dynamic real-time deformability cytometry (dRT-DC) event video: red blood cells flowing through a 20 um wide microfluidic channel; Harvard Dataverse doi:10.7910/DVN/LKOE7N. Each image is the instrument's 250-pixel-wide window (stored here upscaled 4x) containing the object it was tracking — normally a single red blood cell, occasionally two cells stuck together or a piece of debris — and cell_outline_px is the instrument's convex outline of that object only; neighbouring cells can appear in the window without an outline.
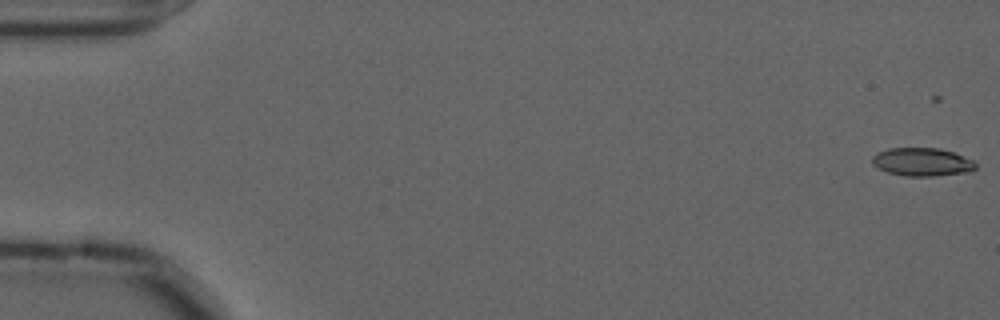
{"species": "common noctule bat (a hibernating species)", "species_latin": "Nyctalus noctula", "temperature_condition": "cold", "stored_images_in_passage": 24, "camera_frame_rate_fps": 3000, "um_per_image_px": 0.085, "animal": {"sex": "male", "forearm_length_mm": 52.5}, "frame": {"image": 1, "passage_image": 3, "time_ms": 0.667, "image_size_px": [1000, 320], "cell_outline_px": [[976, 168], [972, 172], [936, 176], [904, 176], [888, 172], [876, 168], [872, 164], [872, 156], [888, 148], [940, 148], [952, 152], [972, 160], [976, 164]], "centroid_in_image_um": [78.38, 13.78], "position_along_channel_um": 6.6, "area_um2": 17.11}}
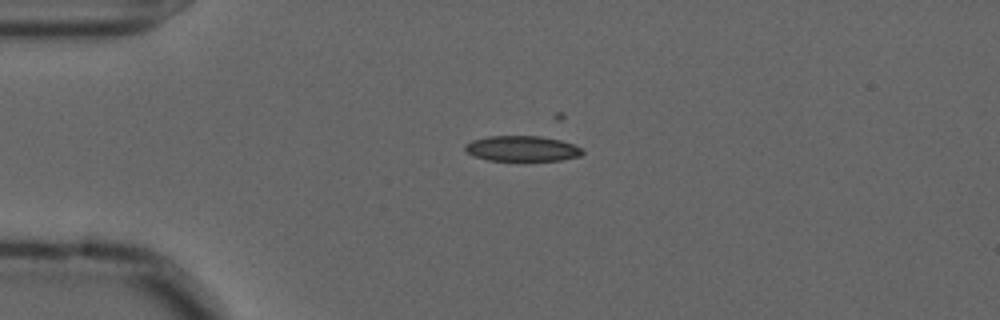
{"frame": {"image": 2, "passage_image": 16, "time_ms": 5.0, "image_size_px": [1000, 320], "cell_outline_px": [[584, 152], [580, 156], [560, 160], [488, 160], [476, 156], [468, 152], [464, 148], [464, 144], [472, 140], [488, 136], [540, 136], [560, 140], [572, 144], [580, 148]], "centroid_in_image_um": [44.36, 12.62], "position_along_channel_um": 40.6, "area_um2": 17.17}}
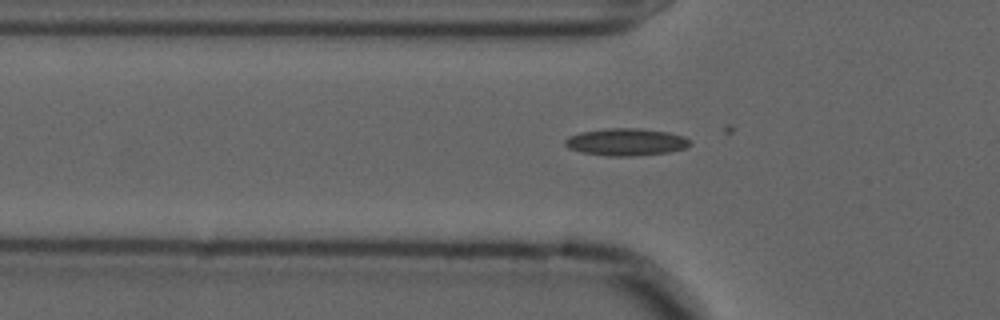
{"frame": {"image": 3, "passage_image": 21, "time_ms": 6.667, "image_size_px": [1000, 320], "cell_outline_px": [[692, 144], [684, 148], [668, 152], [632, 156], [608, 156], [584, 152], [568, 148], [564, 144], [564, 140], [568, 136], [580, 132], [608, 128], [640, 128], [668, 132], [684, 136], [692, 140]], "centroid_in_image_um": [53.23, 12.06], "position_along_channel_um": 72.6, "area_um2": 19.88}}